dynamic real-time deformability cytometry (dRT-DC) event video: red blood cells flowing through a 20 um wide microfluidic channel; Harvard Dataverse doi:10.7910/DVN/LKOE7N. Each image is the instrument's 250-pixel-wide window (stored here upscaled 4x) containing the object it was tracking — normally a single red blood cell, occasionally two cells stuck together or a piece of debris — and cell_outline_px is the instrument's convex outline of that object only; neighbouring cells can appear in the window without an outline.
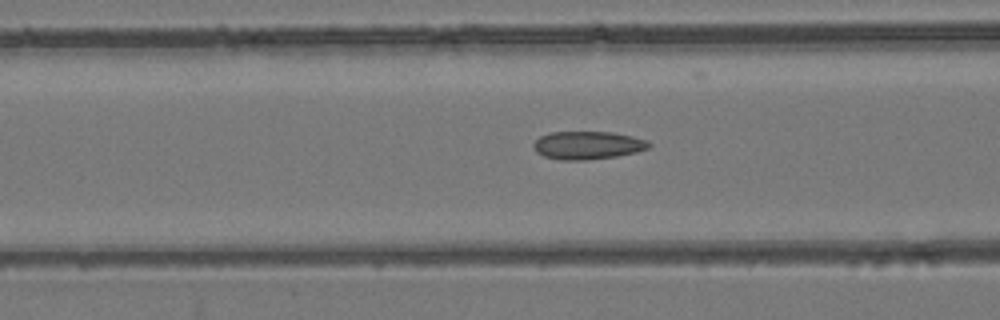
{"species": "common noctule bat (a hibernating species)", "species_latin": "Nyctalus noctula", "temperature_condition": "room temperature", "stored_images_in_passage": 48, "camera_frame_rate_fps": 3000, "um_per_image_px": 0.085, "animal": {"sex": "female", "body_mass_g": 24.6, "forearm_length_mm": 56.2}, "frame": {"image": 1, "passage_image": 22, "time_ms": 7.0, "image_size_px": [1000, 320], "cell_outline_px": [[652, 144], [648, 148], [636, 152], [616, 156], [588, 160], [560, 160], [544, 156], [536, 152], [532, 144], [540, 136], [548, 132], [612, 132], [632, 136], [648, 140]], "centroid_in_image_um": [49.94, 12.34], "position_along_channel_um": 116.7, "area_um2": 18.96}}
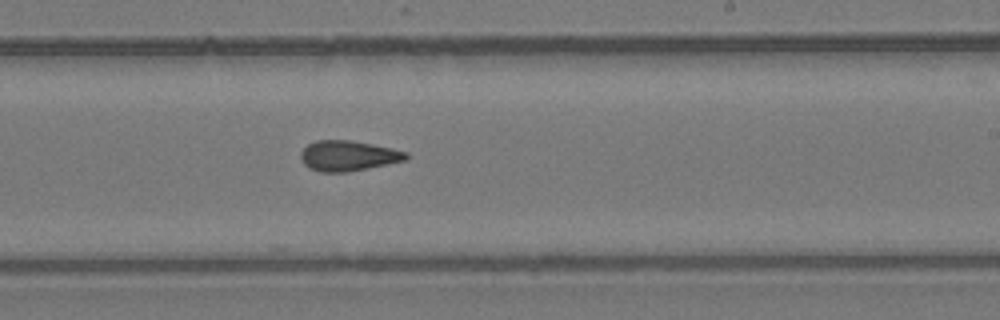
{"frame": {"image": 2, "passage_image": 33, "time_ms": 10.667, "image_size_px": [1000, 320], "cell_outline_px": [[408, 156], [404, 160], [368, 168], [348, 172], [320, 172], [308, 168], [300, 160], [300, 152], [308, 144], [316, 140], [348, 140], [372, 144], [392, 148], [408, 152]], "centroid_in_image_um": [29.54, 13.24], "position_along_channel_um": 259.5, "area_um2": 18.61}}
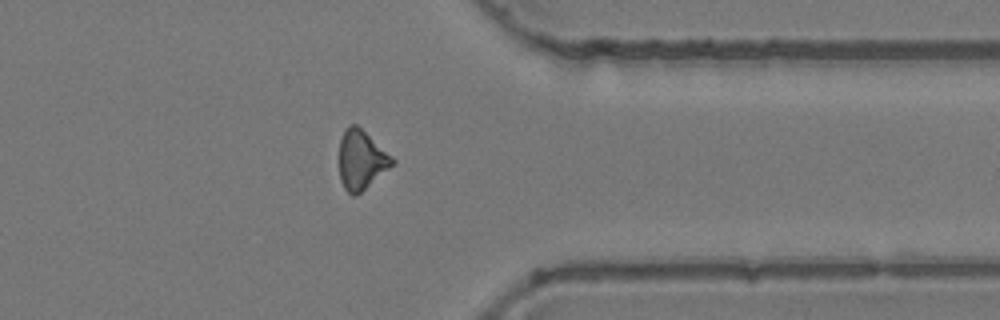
{"frame": {"image": 3, "passage_image": 43, "time_ms": 14.0, "image_size_px": [1000, 320], "cell_outline_px": [[396, 164], [356, 196], [352, 196], [344, 188], [340, 180], [340, 140], [344, 128], [348, 124], [356, 124], [392, 156], [396, 160]], "centroid_in_image_um": [30.73, 13.6], "position_along_channel_um": 380.7, "area_um2": 18.44}, "authors_computed_cell_mechanics": {"area_um2": 18.6694, "velocity_mm_per_s": 3.8916, "shape_relaxation_time_tau1_ms": null, "shape_relaxation_time_tau2_ms": 2.9122, "deformation_change_tau1": null, "deformation_change_tau2": 0.0946}}